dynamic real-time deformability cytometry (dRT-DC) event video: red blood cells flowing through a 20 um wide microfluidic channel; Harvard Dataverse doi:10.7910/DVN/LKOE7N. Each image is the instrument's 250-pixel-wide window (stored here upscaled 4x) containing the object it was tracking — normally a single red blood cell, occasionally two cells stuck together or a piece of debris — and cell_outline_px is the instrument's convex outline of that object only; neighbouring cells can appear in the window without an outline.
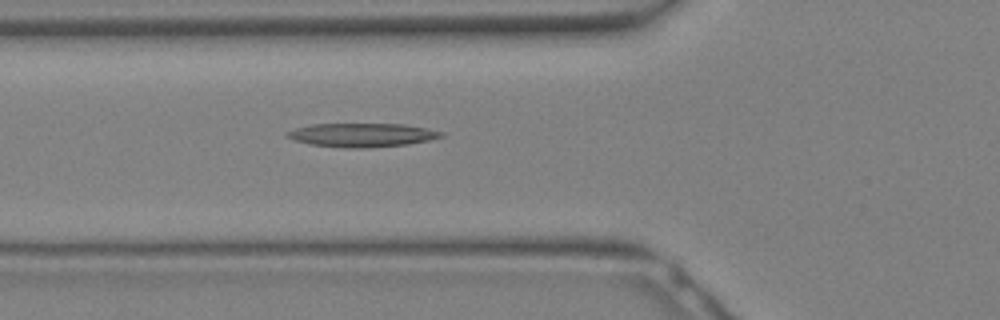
{"species": "Egyptian fruit bat (a non-hibernating species)", "species_latin": "Rousettus aegyptiacus", "temperature_condition": "warm", "stored_images_in_passage": 13, "camera_frame_rate_fps": 3000, "um_per_image_px": 0.085, "animal": {"sex": "female"}, "frame": {"image": 1, "passage_image": 11, "time_ms": 3.333, "image_size_px": [1000, 320], "cell_outline_px": [[444, 136], [428, 140], [408, 144], [364, 148], [344, 148], [312, 144], [296, 140], [284, 136], [284, 132], [296, 128], [312, 124], [404, 124], [428, 128], [444, 132]], "centroid_in_image_um": [30.78, 11.47], "position_along_channel_um": 95.0, "area_um2": 21.27}}
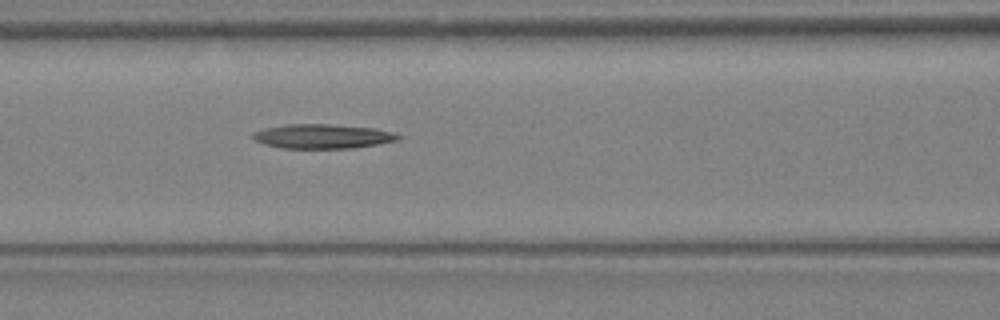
{"frame": {"image": 2, "passage_image": 13, "time_ms": 4.0, "image_size_px": [1000, 320], "cell_outline_px": [[404, 136], [400, 140], [352, 148], [284, 148], [264, 144], [256, 140], [252, 136], [252, 132], [264, 128], [284, 124], [328, 124], [372, 128], [392, 132]], "centroid_in_image_um": [27.42, 11.58], "position_along_channel_um": 139.2, "area_um2": 20.58}}